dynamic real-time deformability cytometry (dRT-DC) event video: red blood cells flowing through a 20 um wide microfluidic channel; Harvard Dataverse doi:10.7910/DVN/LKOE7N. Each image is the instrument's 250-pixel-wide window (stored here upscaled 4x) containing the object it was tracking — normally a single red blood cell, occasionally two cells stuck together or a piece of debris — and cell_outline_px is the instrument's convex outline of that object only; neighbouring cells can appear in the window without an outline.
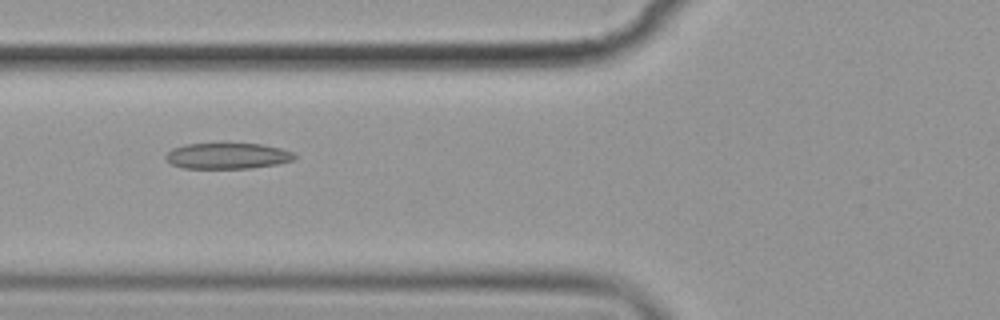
{"species": "common noctule bat (a hibernating species)", "species_latin": "Nyctalus noctula", "temperature_condition": "cold", "stored_images_in_passage": 8, "camera_frame_rate_fps": 3000, "um_per_image_px": 0.085, "animal": {"sex": "female", "body_mass_g": 19.9}, "frame": {"image": 1, "passage_image": 3, "time_ms": 2.333, "image_size_px": [1000, 320], "cell_outline_px": [[296, 156], [292, 160], [276, 164], [252, 168], [184, 168], [172, 164], [164, 156], [172, 148], [184, 144], [260, 144], [280, 148], [292, 152]], "centroid_in_image_um": [19.31, 13.25], "position_along_channel_um": 106.5, "area_um2": 19.19}}
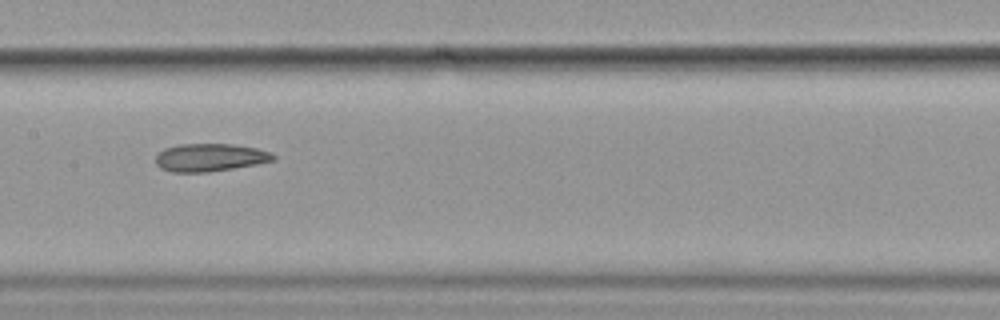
{"frame": {"image": 2, "passage_image": 5, "time_ms": 4.667, "image_size_px": [1000, 320], "cell_outline_px": [[276, 160], [256, 164], [208, 172], [172, 172], [160, 168], [156, 164], [156, 156], [164, 148], [180, 144], [232, 144], [256, 148], [272, 152], [276, 156]], "centroid_in_image_um": [17.86, 13.38], "position_along_channel_um": 189.5, "area_um2": 19.07}}
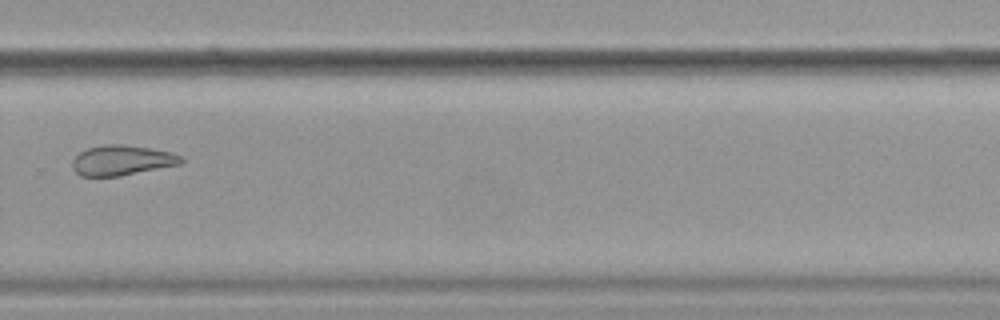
{"frame": {"image": 3, "passage_image": 8, "time_ms": 8.333, "image_size_px": [1000, 320], "cell_outline_px": [[184, 160], [180, 164], [120, 176], [80, 176], [72, 168], [72, 160], [80, 152], [88, 148], [104, 144], [120, 144], [148, 148], [172, 152], [184, 156]], "centroid_in_image_um": [10.36, 13.62], "position_along_channel_um": 319.4, "area_um2": 19.07}}